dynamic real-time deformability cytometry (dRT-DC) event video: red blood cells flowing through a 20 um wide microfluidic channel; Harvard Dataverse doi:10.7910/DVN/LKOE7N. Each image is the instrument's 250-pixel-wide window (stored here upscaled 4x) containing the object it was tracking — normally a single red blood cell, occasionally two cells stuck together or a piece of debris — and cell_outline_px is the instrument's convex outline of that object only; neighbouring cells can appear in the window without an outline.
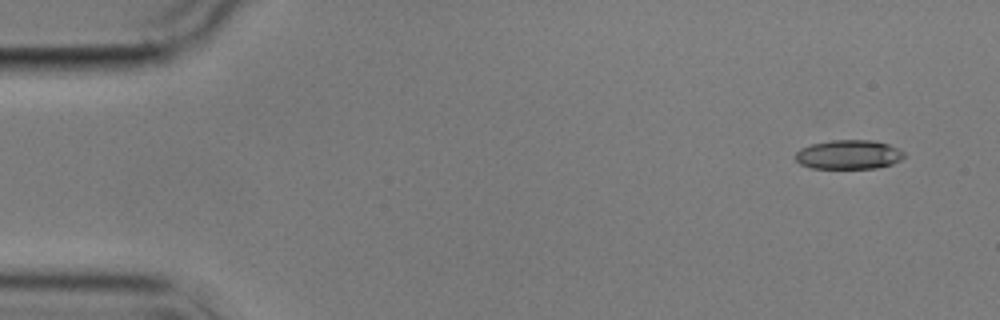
{"species": "common noctule bat (a hibernating species)", "species_latin": "Nyctalus noctula", "temperature_condition": "cold", "stored_images_in_passage": 4, "camera_frame_rate_fps": 3000, "um_per_image_px": 0.085, "animal": {"sex": "male", "body_mass_g": 17.9}, "frame": {"image": 1, "passage_image": 1, "time_ms": 0.0, "image_size_px": [1000, 320], "cell_outline_px": [[904, 156], [900, 160], [892, 164], [876, 168], [812, 168], [800, 164], [796, 160], [796, 152], [800, 148], [812, 144], [832, 140], [872, 140], [888, 144], [904, 152]], "centroid_in_image_um": [72.13, 13.14], "position_along_channel_um": 12.9, "area_um2": 18.38}}
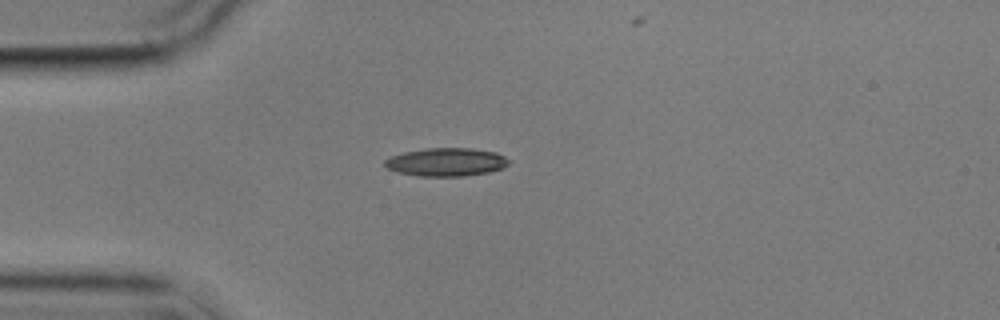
{"frame": {"image": 2, "passage_image": 4, "time_ms": 3.667, "image_size_px": [1000, 320], "cell_outline_px": [[512, 160], [504, 168], [488, 172], [464, 176], [420, 176], [396, 172], [388, 168], [384, 164], [384, 160], [388, 156], [404, 152], [424, 148], [468, 148], [496, 152]], "centroid_in_image_um": [37.93, 13.77], "position_along_channel_um": 47.1, "area_um2": 20.58}}